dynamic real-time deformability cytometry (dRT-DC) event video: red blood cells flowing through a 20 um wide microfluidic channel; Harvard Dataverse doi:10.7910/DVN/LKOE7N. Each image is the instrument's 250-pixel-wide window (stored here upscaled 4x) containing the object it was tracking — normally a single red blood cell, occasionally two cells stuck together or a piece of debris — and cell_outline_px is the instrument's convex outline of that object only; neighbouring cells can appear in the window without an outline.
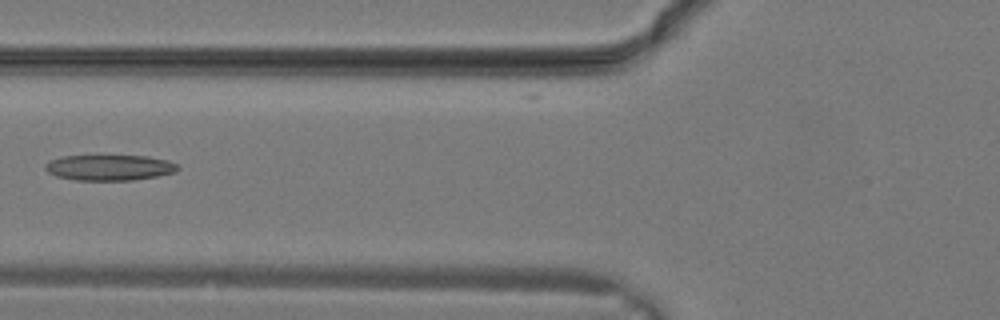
{"species": "common noctule bat (a hibernating species)", "species_latin": "Nyctalus noctula", "temperature_condition": "warm", "stored_images_in_passage": 11, "camera_frame_rate_fps": 3000, "um_per_image_px": 0.085, "animal": {"sex": "male", "body_mass_g": 19.2, "forearm_length_mm": 51.8}, "frame": {"image": 1, "passage_image": 10, "time_ms": 3.0, "image_size_px": [1000, 320], "cell_outline_px": [[180, 168], [176, 172], [156, 176], [132, 180], [76, 180], [56, 176], [48, 172], [44, 168], [44, 164], [48, 160], [64, 156], [148, 156], [168, 160], [176, 164]], "centroid_in_image_um": [9.29, 14.24], "position_along_channel_um": 116.5, "area_um2": 19.83}}